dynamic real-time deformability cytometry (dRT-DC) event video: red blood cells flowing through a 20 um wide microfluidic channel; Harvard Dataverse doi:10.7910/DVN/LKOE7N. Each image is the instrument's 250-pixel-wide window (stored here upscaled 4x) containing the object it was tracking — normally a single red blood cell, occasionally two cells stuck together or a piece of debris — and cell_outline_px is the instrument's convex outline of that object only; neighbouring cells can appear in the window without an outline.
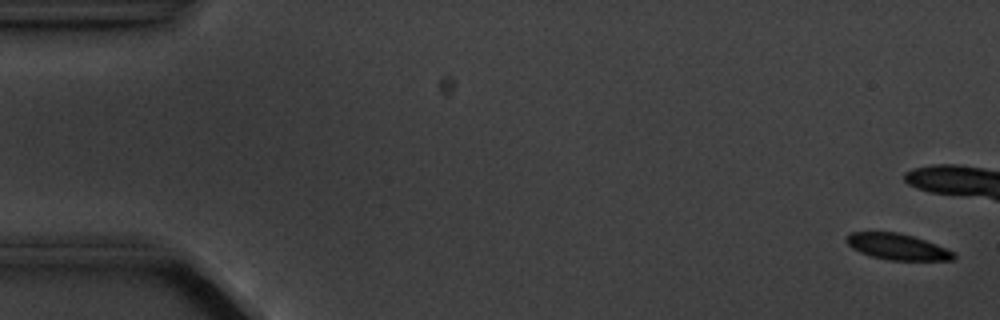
{"species": "common noctule bat (a hibernating species)", "species_latin": "Nyctalus noctula", "temperature_condition": "cold", "stored_images_in_passage": 5, "camera_frame_rate_fps": 3000, "um_per_image_px": 0.085, "animal": {"sex": "male", "body_mass_g": 20.1, "forearm_length_mm": 53.5}, "frame": {"image": 1, "passage_image": 1, "time_ms": 0.0, "image_size_px": [1000, 320], "cell_outline_px": [[956, 256], [952, 260], [888, 260], [872, 256], [860, 252], [852, 248], [844, 240], [844, 236], [848, 232], [900, 232], [936, 244], [956, 252]], "centroid_in_image_um": [76.25, 20.96], "position_along_channel_um": 8.8, "area_um2": 16.42}}